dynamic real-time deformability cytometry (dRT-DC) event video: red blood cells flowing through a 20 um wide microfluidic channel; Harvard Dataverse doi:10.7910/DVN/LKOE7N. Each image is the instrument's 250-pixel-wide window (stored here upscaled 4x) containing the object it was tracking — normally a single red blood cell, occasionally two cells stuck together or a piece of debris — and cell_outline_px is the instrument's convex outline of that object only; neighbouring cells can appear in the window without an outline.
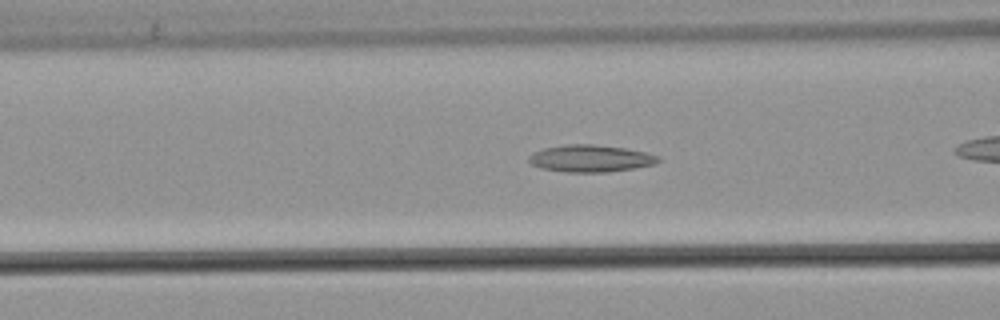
{"species": "common noctule bat (a hibernating species)", "species_latin": "Nyctalus noctula", "temperature_condition": "warm", "stored_images_in_passage": 24, "camera_frame_rate_fps": 3000, "um_per_image_px": 0.085, "animal": {"sex": "male", "body_mass_g": 21.5, "forearm_length_mm": 52.0}, "frame": {"image": 1, "passage_image": 4, "time_ms": 1.0, "image_size_px": [1000, 320], "cell_outline_px": [[660, 160], [652, 164], [636, 168], [608, 172], [564, 172], [540, 168], [532, 164], [528, 160], [528, 156], [544, 148], [564, 144], [592, 144], [624, 148], [644, 152], [660, 156]], "centroid_in_image_um": [50.18, 13.47], "position_along_channel_um": 116.4, "area_um2": 20.35}}
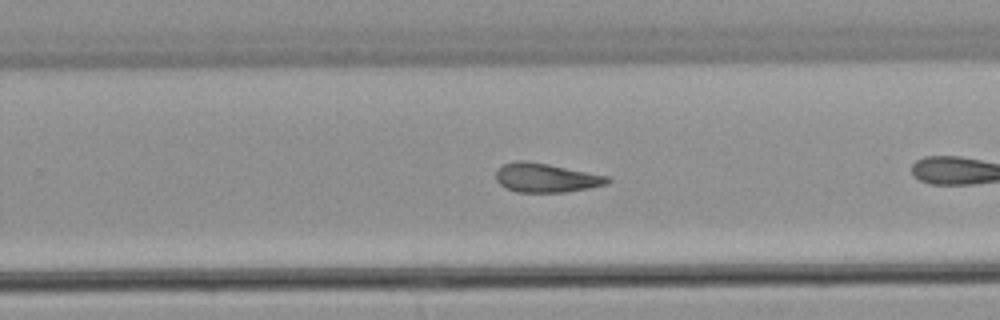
{"frame": {"image": 2, "passage_image": 17, "time_ms": 5.333, "image_size_px": [1000, 320], "cell_outline_px": [[612, 180], [608, 184], [588, 188], [564, 192], [516, 192], [500, 184], [496, 180], [496, 172], [504, 164], [516, 160], [524, 160], [548, 164], [608, 176]], "centroid_in_image_um": [46.42, 15.11], "position_along_channel_um": 283.4, "area_um2": 18.73}}